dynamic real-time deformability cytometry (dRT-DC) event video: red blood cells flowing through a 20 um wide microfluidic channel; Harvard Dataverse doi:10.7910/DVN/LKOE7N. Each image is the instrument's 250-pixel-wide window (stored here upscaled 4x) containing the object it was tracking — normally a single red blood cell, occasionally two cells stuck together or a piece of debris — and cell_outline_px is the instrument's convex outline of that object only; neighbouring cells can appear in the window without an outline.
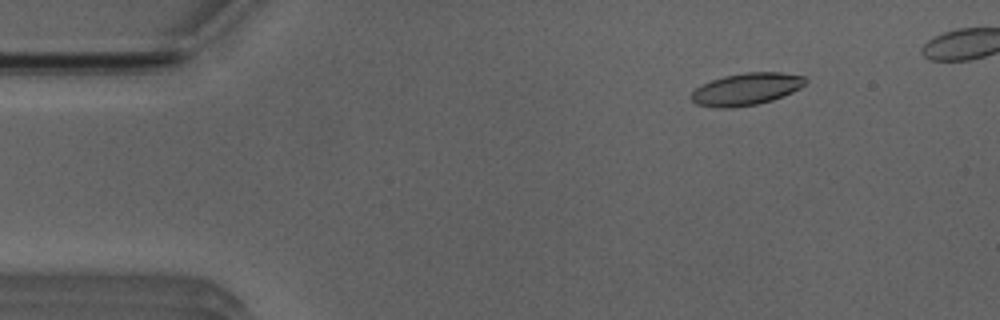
{"species": "Egyptian fruit bat (a non-hibernating species)", "species_latin": "Rousettus aegyptiacus", "temperature_condition": "room temperature", "stored_images_in_passage": 14, "camera_frame_rate_fps": 3000, "um_per_image_px": 0.085, "animal": {"sex": "male"}, "frame": {"image": 1, "passage_image": 7, "time_ms": 2.0, "image_size_px": [1000, 320], "cell_outline_px": [[808, 80], [800, 88], [792, 92], [772, 100], [756, 104], [732, 108], [716, 108], [696, 104], [688, 96], [696, 88], [712, 80], [724, 76], [748, 72], [780, 72], [804, 76]], "centroid_in_image_um": [63.42, 7.58], "position_along_channel_um": 21.6, "area_um2": 21.33}}